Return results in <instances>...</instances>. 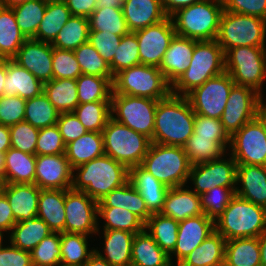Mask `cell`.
Instances as JSON below:
<instances>
[{
	"mask_svg": "<svg viewBox=\"0 0 266 266\" xmlns=\"http://www.w3.org/2000/svg\"><path fill=\"white\" fill-rule=\"evenodd\" d=\"M214 231V221L205 214L179 221L177 243L169 255L170 262L178 265Z\"/></svg>",
	"mask_w": 266,
	"mask_h": 266,
	"instance_id": "d6986e66",
	"label": "cell"
},
{
	"mask_svg": "<svg viewBox=\"0 0 266 266\" xmlns=\"http://www.w3.org/2000/svg\"><path fill=\"white\" fill-rule=\"evenodd\" d=\"M15 223L11 206L6 196L0 192V237L3 238L5 232L9 235Z\"/></svg>",
	"mask_w": 266,
	"mask_h": 266,
	"instance_id": "03108f58",
	"label": "cell"
},
{
	"mask_svg": "<svg viewBox=\"0 0 266 266\" xmlns=\"http://www.w3.org/2000/svg\"><path fill=\"white\" fill-rule=\"evenodd\" d=\"M7 74V59H0V97L4 96V85Z\"/></svg>",
	"mask_w": 266,
	"mask_h": 266,
	"instance_id": "753ad0ef",
	"label": "cell"
},
{
	"mask_svg": "<svg viewBox=\"0 0 266 266\" xmlns=\"http://www.w3.org/2000/svg\"><path fill=\"white\" fill-rule=\"evenodd\" d=\"M56 125L65 144L75 141L88 132L73 112L60 113Z\"/></svg>",
	"mask_w": 266,
	"mask_h": 266,
	"instance_id": "be15d7a7",
	"label": "cell"
},
{
	"mask_svg": "<svg viewBox=\"0 0 266 266\" xmlns=\"http://www.w3.org/2000/svg\"><path fill=\"white\" fill-rule=\"evenodd\" d=\"M10 148V128L0 124V153H6Z\"/></svg>",
	"mask_w": 266,
	"mask_h": 266,
	"instance_id": "89a4df30",
	"label": "cell"
},
{
	"mask_svg": "<svg viewBox=\"0 0 266 266\" xmlns=\"http://www.w3.org/2000/svg\"><path fill=\"white\" fill-rule=\"evenodd\" d=\"M256 118L261 122L266 133V102L264 100L258 106Z\"/></svg>",
	"mask_w": 266,
	"mask_h": 266,
	"instance_id": "34e18365",
	"label": "cell"
},
{
	"mask_svg": "<svg viewBox=\"0 0 266 266\" xmlns=\"http://www.w3.org/2000/svg\"><path fill=\"white\" fill-rule=\"evenodd\" d=\"M191 63L184 74L171 86V94L186 96L209 78L225 71V54L214 40H195Z\"/></svg>",
	"mask_w": 266,
	"mask_h": 266,
	"instance_id": "5b68a950",
	"label": "cell"
},
{
	"mask_svg": "<svg viewBox=\"0 0 266 266\" xmlns=\"http://www.w3.org/2000/svg\"><path fill=\"white\" fill-rule=\"evenodd\" d=\"M195 40L174 35L159 66L166 81L172 86L190 66Z\"/></svg>",
	"mask_w": 266,
	"mask_h": 266,
	"instance_id": "44dd1931",
	"label": "cell"
},
{
	"mask_svg": "<svg viewBox=\"0 0 266 266\" xmlns=\"http://www.w3.org/2000/svg\"><path fill=\"white\" fill-rule=\"evenodd\" d=\"M99 218L105 223L103 226L98 225L97 235L101 227L103 230H121L134 234L145 229V223L137 215L120 207H98Z\"/></svg>",
	"mask_w": 266,
	"mask_h": 266,
	"instance_id": "60d3db41",
	"label": "cell"
},
{
	"mask_svg": "<svg viewBox=\"0 0 266 266\" xmlns=\"http://www.w3.org/2000/svg\"><path fill=\"white\" fill-rule=\"evenodd\" d=\"M59 114L44 92L26 100L24 121L37 129L56 125Z\"/></svg>",
	"mask_w": 266,
	"mask_h": 266,
	"instance_id": "7dc6e473",
	"label": "cell"
},
{
	"mask_svg": "<svg viewBox=\"0 0 266 266\" xmlns=\"http://www.w3.org/2000/svg\"><path fill=\"white\" fill-rule=\"evenodd\" d=\"M236 188L215 187L200 196L203 213L215 221L235 196Z\"/></svg>",
	"mask_w": 266,
	"mask_h": 266,
	"instance_id": "db71d44e",
	"label": "cell"
},
{
	"mask_svg": "<svg viewBox=\"0 0 266 266\" xmlns=\"http://www.w3.org/2000/svg\"><path fill=\"white\" fill-rule=\"evenodd\" d=\"M225 71L236 85L252 88L263 97L266 47H234L225 53Z\"/></svg>",
	"mask_w": 266,
	"mask_h": 266,
	"instance_id": "30bf717a",
	"label": "cell"
},
{
	"mask_svg": "<svg viewBox=\"0 0 266 266\" xmlns=\"http://www.w3.org/2000/svg\"><path fill=\"white\" fill-rule=\"evenodd\" d=\"M178 225L179 221L154 213L145 223V229L161 249L170 255L177 243Z\"/></svg>",
	"mask_w": 266,
	"mask_h": 266,
	"instance_id": "b9f144b4",
	"label": "cell"
},
{
	"mask_svg": "<svg viewBox=\"0 0 266 266\" xmlns=\"http://www.w3.org/2000/svg\"><path fill=\"white\" fill-rule=\"evenodd\" d=\"M26 39L12 8L0 6V59H12Z\"/></svg>",
	"mask_w": 266,
	"mask_h": 266,
	"instance_id": "8d00e7d4",
	"label": "cell"
},
{
	"mask_svg": "<svg viewBox=\"0 0 266 266\" xmlns=\"http://www.w3.org/2000/svg\"><path fill=\"white\" fill-rule=\"evenodd\" d=\"M73 169L65 154L36 155L35 185L40 189L69 190Z\"/></svg>",
	"mask_w": 266,
	"mask_h": 266,
	"instance_id": "ffe728a7",
	"label": "cell"
},
{
	"mask_svg": "<svg viewBox=\"0 0 266 266\" xmlns=\"http://www.w3.org/2000/svg\"><path fill=\"white\" fill-rule=\"evenodd\" d=\"M214 226L226 241L258 237L266 229V208L235 195Z\"/></svg>",
	"mask_w": 266,
	"mask_h": 266,
	"instance_id": "277c9868",
	"label": "cell"
},
{
	"mask_svg": "<svg viewBox=\"0 0 266 266\" xmlns=\"http://www.w3.org/2000/svg\"><path fill=\"white\" fill-rule=\"evenodd\" d=\"M53 79H77L81 69L74 51L53 47Z\"/></svg>",
	"mask_w": 266,
	"mask_h": 266,
	"instance_id": "9f6ffc18",
	"label": "cell"
},
{
	"mask_svg": "<svg viewBox=\"0 0 266 266\" xmlns=\"http://www.w3.org/2000/svg\"><path fill=\"white\" fill-rule=\"evenodd\" d=\"M122 36L103 33L100 31H89L88 42L97 50L100 56L110 64L121 42Z\"/></svg>",
	"mask_w": 266,
	"mask_h": 266,
	"instance_id": "94428289",
	"label": "cell"
},
{
	"mask_svg": "<svg viewBox=\"0 0 266 266\" xmlns=\"http://www.w3.org/2000/svg\"><path fill=\"white\" fill-rule=\"evenodd\" d=\"M225 11L266 20V0H222Z\"/></svg>",
	"mask_w": 266,
	"mask_h": 266,
	"instance_id": "6125c7cd",
	"label": "cell"
},
{
	"mask_svg": "<svg viewBox=\"0 0 266 266\" xmlns=\"http://www.w3.org/2000/svg\"><path fill=\"white\" fill-rule=\"evenodd\" d=\"M183 150L191 165L216 160L227 153L212 137L196 136L194 133L183 145Z\"/></svg>",
	"mask_w": 266,
	"mask_h": 266,
	"instance_id": "bcb514c9",
	"label": "cell"
},
{
	"mask_svg": "<svg viewBox=\"0 0 266 266\" xmlns=\"http://www.w3.org/2000/svg\"><path fill=\"white\" fill-rule=\"evenodd\" d=\"M40 191L35 184L3 183L1 192L11 206L15 222L37 216Z\"/></svg>",
	"mask_w": 266,
	"mask_h": 266,
	"instance_id": "cb8c5ba5",
	"label": "cell"
},
{
	"mask_svg": "<svg viewBox=\"0 0 266 266\" xmlns=\"http://www.w3.org/2000/svg\"><path fill=\"white\" fill-rule=\"evenodd\" d=\"M47 1L29 0L12 7L17 25L26 38H33L36 35L46 11Z\"/></svg>",
	"mask_w": 266,
	"mask_h": 266,
	"instance_id": "c3c4849f",
	"label": "cell"
},
{
	"mask_svg": "<svg viewBox=\"0 0 266 266\" xmlns=\"http://www.w3.org/2000/svg\"><path fill=\"white\" fill-rule=\"evenodd\" d=\"M79 104L111 101L113 84L109 78L81 74L77 79Z\"/></svg>",
	"mask_w": 266,
	"mask_h": 266,
	"instance_id": "f6af8a7d",
	"label": "cell"
},
{
	"mask_svg": "<svg viewBox=\"0 0 266 266\" xmlns=\"http://www.w3.org/2000/svg\"><path fill=\"white\" fill-rule=\"evenodd\" d=\"M121 7V3L117 0H97L96 9Z\"/></svg>",
	"mask_w": 266,
	"mask_h": 266,
	"instance_id": "11e5206c",
	"label": "cell"
},
{
	"mask_svg": "<svg viewBox=\"0 0 266 266\" xmlns=\"http://www.w3.org/2000/svg\"><path fill=\"white\" fill-rule=\"evenodd\" d=\"M102 232L104 239L102 253L98 247L94 248L95 252L113 266H131V250L135 234L121 230Z\"/></svg>",
	"mask_w": 266,
	"mask_h": 266,
	"instance_id": "83f0119b",
	"label": "cell"
},
{
	"mask_svg": "<svg viewBox=\"0 0 266 266\" xmlns=\"http://www.w3.org/2000/svg\"><path fill=\"white\" fill-rule=\"evenodd\" d=\"M90 236L76 233H61V266H84L95 252L89 248Z\"/></svg>",
	"mask_w": 266,
	"mask_h": 266,
	"instance_id": "ab89813d",
	"label": "cell"
},
{
	"mask_svg": "<svg viewBox=\"0 0 266 266\" xmlns=\"http://www.w3.org/2000/svg\"><path fill=\"white\" fill-rule=\"evenodd\" d=\"M104 154L101 132L88 131L75 141L66 144L65 148V156L72 169Z\"/></svg>",
	"mask_w": 266,
	"mask_h": 266,
	"instance_id": "1f68e13d",
	"label": "cell"
},
{
	"mask_svg": "<svg viewBox=\"0 0 266 266\" xmlns=\"http://www.w3.org/2000/svg\"><path fill=\"white\" fill-rule=\"evenodd\" d=\"M194 120L195 113L188 98L170 94L157 103L153 142L183 147L194 133Z\"/></svg>",
	"mask_w": 266,
	"mask_h": 266,
	"instance_id": "6da1fadb",
	"label": "cell"
},
{
	"mask_svg": "<svg viewBox=\"0 0 266 266\" xmlns=\"http://www.w3.org/2000/svg\"><path fill=\"white\" fill-rule=\"evenodd\" d=\"M44 83L37 79L27 69L21 67L12 59H7V74L4 85V95L15 96L28 100L41 95Z\"/></svg>",
	"mask_w": 266,
	"mask_h": 266,
	"instance_id": "4316f807",
	"label": "cell"
},
{
	"mask_svg": "<svg viewBox=\"0 0 266 266\" xmlns=\"http://www.w3.org/2000/svg\"><path fill=\"white\" fill-rule=\"evenodd\" d=\"M36 155L10 148L5 153L4 183L35 184Z\"/></svg>",
	"mask_w": 266,
	"mask_h": 266,
	"instance_id": "f546056e",
	"label": "cell"
},
{
	"mask_svg": "<svg viewBox=\"0 0 266 266\" xmlns=\"http://www.w3.org/2000/svg\"><path fill=\"white\" fill-rule=\"evenodd\" d=\"M121 7L130 32L156 24L167 17L161 0H126Z\"/></svg>",
	"mask_w": 266,
	"mask_h": 266,
	"instance_id": "484cf974",
	"label": "cell"
},
{
	"mask_svg": "<svg viewBox=\"0 0 266 266\" xmlns=\"http://www.w3.org/2000/svg\"><path fill=\"white\" fill-rule=\"evenodd\" d=\"M2 185H3V182L0 180V192L2 190Z\"/></svg>",
	"mask_w": 266,
	"mask_h": 266,
	"instance_id": "09005b40",
	"label": "cell"
},
{
	"mask_svg": "<svg viewBox=\"0 0 266 266\" xmlns=\"http://www.w3.org/2000/svg\"><path fill=\"white\" fill-rule=\"evenodd\" d=\"M4 239L0 241V266H33L29 251L19 249ZM7 245V246H5Z\"/></svg>",
	"mask_w": 266,
	"mask_h": 266,
	"instance_id": "e7e4bbea",
	"label": "cell"
},
{
	"mask_svg": "<svg viewBox=\"0 0 266 266\" xmlns=\"http://www.w3.org/2000/svg\"><path fill=\"white\" fill-rule=\"evenodd\" d=\"M216 41L224 53L234 47H266V20L224 10Z\"/></svg>",
	"mask_w": 266,
	"mask_h": 266,
	"instance_id": "9c48e42d",
	"label": "cell"
},
{
	"mask_svg": "<svg viewBox=\"0 0 266 266\" xmlns=\"http://www.w3.org/2000/svg\"><path fill=\"white\" fill-rule=\"evenodd\" d=\"M89 31L124 36L130 33L122 7L96 9L89 17Z\"/></svg>",
	"mask_w": 266,
	"mask_h": 266,
	"instance_id": "ee69618b",
	"label": "cell"
},
{
	"mask_svg": "<svg viewBox=\"0 0 266 266\" xmlns=\"http://www.w3.org/2000/svg\"><path fill=\"white\" fill-rule=\"evenodd\" d=\"M235 195L266 208V166L237 165Z\"/></svg>",
	"mask_w": 266,
	"mask_h": 266,
	"instance_id": "7402d4cb",
	"label": "cell"
},
{
	"mask_svg": "<svg viewBox=\"0 0 266 266\" xmlns=\"http://www.w3.org/2000/svg\"><path fill=\"white\" fill-rule=\"evenodd\" d=\"M65 190L41 189L37 217L41 218L52 232H65Z\"/></svg>",
	"mask_w": 266,
	"mask_h": 266,
	"instance_id": "f1b7e54d",
	"label": "cell"
},
{
	"mask_svg": "<svg viewBox=\"0 0 266 266\" xmlns=\"http://www.w3.org/2000/svg\"><path fill=\"white\" fill-rule=\"evenodd\" d=\"M225 244L224 237L214 231L177 266H223Z\"/></svg>",
	"mask_w": 266,
	"mask_h": 266,
	"instance_id": "4dcf8cb0",
	"label": "cell"
},
{
	"mask_svg": "<svg viewBox=\"0 0 266 266\" xmlns=\"http://www.w3.org/2000/svg\"><path fill=\"white\" fill-rule=\"evenodd\" d=\"M170 263L169 255L161 249L146 229L135 234L131 266H168Z\"/></svg>",
	"mask_w": 266,
	"mask_h": 266,
	"instance_id": "836d02e7",
	"label": "cell"
},
{
	"mask_svg": "<svg viewBox=\"0 0 266 266\" xmlns=\"http://www.w3.org/2000/svg\"><path fill=\"white\" fill-rule=\"evenodd\" d=\"M72 16L88 18L95 10L97 0H63Z\"/></svg>",
	"mask_w": 266,
	"mask_h": 266,
	"instance_id": "003e7915",
	"label": "cell"
},
{
	"mask_svg": "<svg viewBox=\"0 0 266 266\" xmlns=\"http://www.w3.org/2000/svg\"><path fill=\"white\" fill-rule=\"evenodd\" d=\"M261 253V266H266V229L257 237Z\"/></svg>",
	"mask_w": 266,
	"mask_h": 266,
	"instance_id": "8c879c8a",
	"label": "cell"
},
{
	"mask_svg": "<svg viewBox=\"0 0 266 266\" xmlns=\"http://www.w3.org/2000/svg\"><path fill=\"white\" fill-rule=\"evenodd\" d=\"M89 20L83 16H72L51 43L54 48L61 50H76L88 42Z\"/></svg>",
	"mask_w": 266,
	"mask_h": 266,
	"instance_id": "7bdbcfd3",
	"label": "cell"
},
{
	"mask_svg": "<svg viewBox=\"0 0 266 266\" xmlns=\"http://www.w3.org/2000/svg\"><path fill=\"white\" fill-rule=\"evenodd\" d=\"M160 214L182 221L204 213L199 194L189 189L188 185H182L168 189Z\"/></svg>",
	"mask_w": 266,
	"mask_h": 266,
	"instance_id": "603a6c76",
	"label": "cell"
},
{
	"mask_svg": "<svg viewBox=\"0 0 266 266\" xmlns=\"http://www.w3.org/2000/svg\"><path fill=\"white\" fill-rule=\"evenodd\" d=\"M66 144L57 125L42 128L39 131L36 155L65 154Z\"/></svg>",
	"mask_w": 266,
	"mask_h": 266,
	"instance_id": "680465c9",
	"label": "cell"
},
{
	"mask_svg": "<svg viewBox=\"0 0 266 266\" xmlns=\"http://www.w3.org/2000/svg\"><path fill=\"white\" fill-rule=\"evenodd\" d=\"M134 33L139 45L140 64L159 67L171 39L176 34L171 17L167 16L164 20Z\"/></svg>",
	"mask_w": 266,
	"mask_h": 266,
	"instance_id": "e0dca14e",
	"label": "cell"
},
{
	"mask_svg": "<svg viewBox=\"0 0 266 266\" xmlns=\"http://www.w3.org/2000/svg\"><path fill=\"white\" fill-rule=\"evenodd\" d=\"M26 100L18 95L0 97V124L13 126L24 121Z\"/></svg>",
	"mask_w": 266,
	"mask_h": 266,
	"instance_id": "91938a15",
	"label": "cell"
},
{
	"mask_svg": "<svg viewBox=\"0 0 266 266\" xmlns=\"http://www.w3.org/2000/svg\"><path fill=\"white\" fill-rule=\"evenodd\" d=\"M71 17L72 14L63 0H48L44 17L33 38L52 43Z\"/></svg>",
	"mask_w": 266,
	"mask_h": 266,
	"instance_id": "74e56055",
	"label": "cell"
},
{
	"mask_svg": "<svg viewBox=\"0 0 266 266\" xmlns=\"http://www.w3.org/2000/svg\"><path fill=\"white\" fill-rule=\"evenodd\" d=\"M141 166L168 188L186 185L191 163L183 147L152 142Z\"/></svg>",
	"mask_w": 266,
	"mask_h": 266,
	"instance_id": "8992f818",
	"label": "cell"
},
{
	"mask_svg": "<svg viewBox=\"0 0 266 266\" xmlns=\"http://www.w3.org/2000/svg\"><path fill=\"white\" fill-rule=\"evenodd\" d=\"M98 207H120L127 209L137 215L144 223L152 215L148 211L142 196L130 181L105 195L98 201Z\"/></svg>",
	"mask_w": 266,
	"mask_h": 266,
	"instance_id": "d6a6232c",
	"label": "cell"
},
{
	"mask_svg": "<svg viewBox=\"0 0 266 266\" xmlns=\"http://www.w3.org/2000/svg\"><path fill=\"white\" fill-rule=\"evenodd\" d=\"M129 181L142 196L148 211L160 213L169 188L141 165L129 169Z\"/></svg>",
	"mask_w": 266,
	"mask_h": 266,
	"instance_id": "d4e9b609",
	"label": "cell"
},
{
	"mask_svg": "<svg viewBox=\"0 0 266 266\" xmlns=\"http://www.w3.org/2000/svg\"><path fill=\"white\" fill-rule=\"evenodd\" d=\"M234 84L231 76L224 71L194 88L186 97L195 114L220 119Z\"/></svg>",
	"mask_w": 266,
	"mask_h": 266,
	"instance_id": "7c38bea8",
	"label": "cell"
},
{
	"mask_svg": "<svg viewBox=\"0 0 266 266\" xmlns=\"http://www.w3.org/2000/svg\"><path fill=\"white\" fill-rule=\"evenodd\" d=\"M113 92L162 100L171 94V85L159 67L138 64L124 69L114 76Z\"/></svg>",
	"mask_w": 266,
	"mask_h": 266,
	"instance_id": "ba28073f",
	"label": "cell"
},
{
	"mask_svg": "<svg viewBox=\"0 0 266 266\" xmlns=\"http://www.w3.org/2000/svg\"><path fill=\"white\" fill-rule=\"evenodd\" d=\"M74 53L82 74L106 77L113 82L114 76L109 64L89 42L83 43Z\"/></svg>",
	"mask_w": 266,
	"mask_h": 266,
	"instance_id": "f907efd6",
	"label": "cell"
},
{
	"mask_svg": "<svg viewBox=\"0 0 266 266\" xmlns=\"http://www.w3.org/2000/svg\"><path fill=\"white\" fill-rule=\"evenodd\" d=\"M223 266H261L258 238H235L226 241Z\"/></svg>",
	"mask_w": 266,
	"mask_h": 266,
	"instance_id": "d590c367",
	"label": "cell"
},
{
	"mask_svg": "<svg viewBox=\"0 0 266 266\" xmlns=\"http://www.w3.org/2000/svg\"><path fill=\"white\" fill-rule=\"evenodd\" d=\"M43 92L59 113L73 112L79 105L75 79H52L44 83Z\"/></svg>",
	"mask_w": 266,
	"mask_h": 266,
	"instance_id": "f35d334b",
	"label": "cell"
},
{
	"mask_svg": "<svg viewBox=\"0 0 266 266\" xmlns=\"http://www.w3.org/2000/svg\"><path fill=\"white\" fill-rule=\"evenodd\" d=\"M65 232L84 234L91 237L97 234L98 202L83 191L65 190ZM99 222V223H98Z\"/></svg>",
	"mask_w": 266,
	"mask_h": 266,
	"instance_id": "5bb4252c",
	"label": "cell"
},
{
	"mask_svg": "<svg viewBox=\"0 0 266 266\" xmlns=\"http://www.w3.org/2000/svg\"><path fill=\"white\" fill-rule=\"evenodd\" d=\"M140 64L139 45L136 34L130 32L121 38V42L109 64L113 76L120 71Z\"/></svg>",
	"mask_w": 266,
	"mask_h": 266,
	"instance_id": "f5cc1de1",
	"label": "cell"
},
{
	"mask_svg": "<svg viewBox=\"0 0 266 266\" xmlns=\"http://www.w3.org/2000/svg\"><path fill=\"white\" fill-rule=\"evenodd\" d=\"M4 161L5 153H0V180L4 183Z\"/></svg>",
	"mask_w": 266,
	"mask_h": 266,
	"instance_id": "b9fcfbb0",
	"label": "cell"
},
{
	"mask_svg": "<svg viewBox=\"0 0 266 266\" xmlns=\"http://www.w3.org/2000/svg\"><path fill=\"white\" fill-rule=\"evenodd\" d=\"M84 266H113L94 252Z\"/></svg>",
	"mask_w": 266,
	"mask_h": 266,
	"instance_id": "2644e50d",
	"label": "cell"
},
{
	"mask_svg": "<svg viewBox=\"0 0 266 266\" xmlns=\"http://www.w3.org/2000/svg\"><path fill=\"white\" fill-rule=\"evenodd\" d=\"M168 266H177V265H175V264H173V263H170Z\"/></svg>",
	"mask_w": 266,
	"mask_h": 266,
	"instance_id": "deb4b68c",
	"label": "cell"
},
{
	"mask_svg": "<svg viewBox=\"0 0 266 266\" xmlns=\"http://www.w3.org/2000/svg\"><path fill=\"white\" fill-rule=\"evenodd\" d=\"M230 155L237 165L266 166V133L255 118L230 137Z\"/></svg>",
	"mask_w": 266,
	"mask_h": 266,
	"instance_id": "4fadbf2b",
	"label": "cell"
},
{
	"mask_svg": "<svg viewBox=\"0 0 266 266\" xmlns=\"http://www.w3.org/2000/svg\"><path fill=\"white\" fill-rule=\"evenodd\" d=\"M50 233L52 231L48 225L41 218L35 216L22 222H16L7 237L13 246L30 252Z\"/></svg>",
	"mask_w": 266,
	"mask_h": 266,
	"instance_id": "e575fe53",
	"label": "cell"
},
{
	"mask_svg": "<svg viewBox=\"0 0 266 266\" xmlns=\"http://www.w3.org/2000/svg\"><path fill=\"white\" fill-rule=\"evenodd\" d=\"M223 11L222 0H200L178 9L170 17L176 35L197 41L214 40Z\"/></svg>",
	"mask_w": 266,
	"mask_h": 266,
	"instance_id": "3957f363",
	"label": "cell"
},
{
	"mask_svg": "<svg viewBox=\"0 0 266 266\" xmlns=\"http://www.w3.org/2000/svg\"><path fill=\"white\" fill-rule=\"evenodd\" d=\"M228 155L226 159L224 155L216 160L192 165L188 181H192L194 188L190 189L201 195L215 187L236 188L237 163Z\"/></svg>",
	"mask_w": 266,
	"mask_h": 266,
	"instance_id": "9a60e30c",
	"label": "cell"
},
{
	"mask_svg": "<svg viewBox=\"0 0 266 266\" xmlns=\"http://www.w3.org/2000/svg\"><path fill=\"white\" fill-rule=\"evenodd\" d=\"M61 233L52 232L30 251L33 266H61Z\"/></svg>",
	"mask_w": 266,
	"mask_h": 266,
	"instance_id": "816d5d0a",
	"label": "cell"
},
{
	"mask_svg": "<svg viewBox=\"0 0 266 266\" xmlns=\"http://www.w3.org/2000/svg\"><path fill=\"white\" fill-rule=\"evenodd\" d=\"M117 1H119V2L122 4V3L125 2L126 0H117Z\"/></svg>",
	"mask_w": 266,
	"mask_h": 266,
	"instance_id": "979ff035",
	"label": "cell"
},
{
	"mask_svg": "<svg viewBox=\"0 0 266 266\" xmlns=\"http://www.w3.org/2000/svg\"><path fill=\"white\" fill-rule=\"evenodd\" d=\"M73 113L87 131L102 133L111 118V101L79 104Z\"/></svg>",
	"mask_w": 266,
	"mask_h": 266,
	"instance_id": "681fc988",
	"label": "cell"
},
{
	"mask_svg": "<svg viewBox=\"0 0 266 266\" xmlns=\"http://www.w3.org/2000/svg\"><path fill=\"white\" fill-rule=\"evenodd\" d=\"M27 1L29 0H0V6L12 8Z\"/></svg>",
	"mask_w": 266,
	"mask_h": 266,
	"instance_id": "2a66077c",
	"label": "cell"
},
{
	"mask_svg": "<svg viewBox=\"0 0 266 266\" xmlns=\"http://www.w3.org/2000/svg\"><path fill=\"white\" fill-rule=\"evenodd\" d=\"M128 181L129 169L104 154L73 169L71 189L83 191L98 202Z\"/></svg>",
	"mask_w": 266,
	"mask_h": 266,
	"instance_id": "7a4b0ae2",
	"label": "cell"
},
{
	"mask_svg": "<svg viewBox=\"0 0 266 266\" xmlns=\"http://www.w3.org/2000/svg\"><path fill=\"white\" fill-rule=\"evenodd\" d=\"M53 46L34 38H27L12 58L43 83L53 79Z\"/></svg>",
	"mask_w": 266,
	"mask_h": 266,
	"instance_id": "ac0fdd59",
	"label": "cell"
},
{
	"mask_svg": "<svg viewBox=\"0 0 266 266\" xmlns=\"http://www.w3.org/2000/svg\"><path fill=\"white\" fill-rule=\"evenodd\" d=\"M102 134L105 155L128 169L141 165L152 143L144 134L132 130L113 118L108 120Z\"/></svg>",
	"mask_w": 266,
	"mask_h": 266,
	"instance_id": "52a82bcc",
	"label": "cell"
},
{
	"mask_svg": "<svg viewBox=\"0 0 266 266\" xmlns=\"http://www.w3.org/2000/svg\"><path fill=\"white\" fill-rule=\"evenodd\" d=\"M200 0H161L162 7L167 16H171L178 9L190 6Z\"/></svg>",
	"mask_w": 266,
	"mask_h": 266,
	"instance_id": "a7ac6f4b",
	"label": "cell"
},
{
	"mask_svg": "<svg viewBox=\"0 0 266 266\" xmlns=\"http://www.w3.org/2000/svg\"><path fill=\"white\" fill-rule=\"evenodd\" d=\"M11 147L22 152L36 155V144L40 129L26 121L10 126Z\"/></svg>",
	"mask_w": 266,
	"mask_h": 266,
	"instance_id": "11a10c76",
	"label": "cell"
},
{
	"mask_svg": "<svg viewBox=\"0 0 266 266\" xmlns=\"http://www.w3.org/2000/svg\"><path fill=\"white\" fill-rule=\"evenodd\" d=\"M159 100L116 94L111 95V118L144 134L153 142L155 111Z\"/></svg>",
	"mask_w": 266,
	"mask_h": 266,
	"instance_id": "8fae6325",
	"label": "cell"
},
{
	"mask_svg": "<svg viewBox=\"0 0 266 266\" xmlns=\"http://www.w3.org/2000/svg\"><path fill=\"white\" fill-rule=\"evenodd\" d=\"M263 99L264 97L250 87L233 85L220 118L230 137L256 118L258 106Z\"/></svg>",
	"mask_w": 266,
	"mask_h": 266,
	"instance_id": "2e32d148",
	"label": "cell"
},
{
	"mask_svg": "<svg viewBox=\"0 0 266 266\" xmlns=\"http://www.w3.org/2000/svg\"><path fill=\"white\" fill-rule=\"evenodd\" d=\"M194 134L196 136L212 137L226 151L229 148L230 136L225 131L220 119L195 114Z\"/></svg>",
	"mask_w": 266,
	"mask_h": 266,
	"instance_id": "6f0895ef",
	"label": "cell"
}]
</instances>
